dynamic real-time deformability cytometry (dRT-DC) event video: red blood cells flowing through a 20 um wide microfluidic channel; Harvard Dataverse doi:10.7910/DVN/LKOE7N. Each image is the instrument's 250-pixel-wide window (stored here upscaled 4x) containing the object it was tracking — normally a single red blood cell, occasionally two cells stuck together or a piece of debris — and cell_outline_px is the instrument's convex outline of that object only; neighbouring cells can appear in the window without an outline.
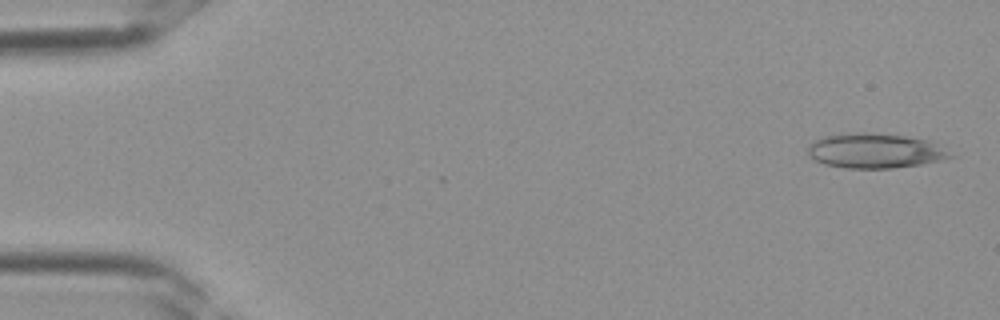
{"species": "Egyptian fruit bat (a non-hibernating species)", "species_latin": "Rousettus aegyptiacus", "temperature_condition": "room temperature", "stored_images_in_passage": 13, "camera_frame_rate_fps": 3000, "um_per_image_px": 0.085, "frame": {"image": 1, "passage_image": 1, "time_ms": 0.0, "image_size_px": [1000, 320], "cell_outline_px": [[956, 156], [940, 160], [920, 164], [892, 168], [844, 168], [824, 164], [808, 156], [808, 148], [816, 140], [824, 136], [840, 132], [864, 132], [904, 136], [928, 140], [936, 144]], "centroid_in_image_um": [74.35, 12.81], "position_along_channel_um": 10.7, "area_um2": 28.78}}
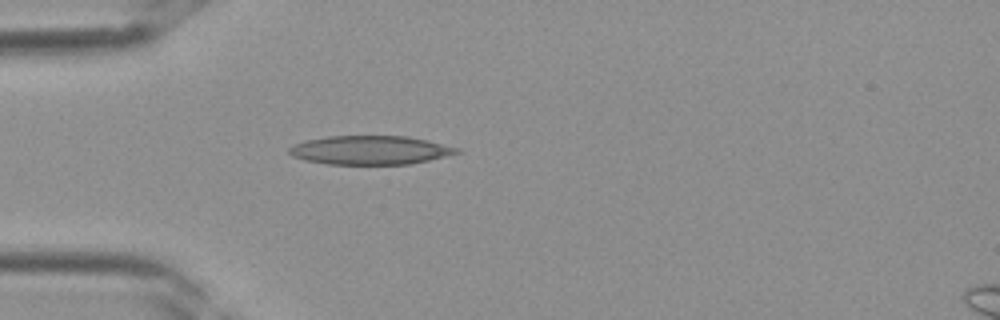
{"frame": {"image": 2, "passage_image": 10, "time_ms": 3.0, "image_size_px": [1000, 320], "cell_outline_px": [[464, 152], [428, 160], [408, 164], [328, 164], [304, 160], [292, 156], [288, 152], [288, 148], [292, 144], [304, 140], [328, 136], [408, 136], [428, 140], [460, 148]], "centroid_in_image_um": [31.46, 12.75], "position_along_channel_um": 53.5, "area_um2": 28.38}}
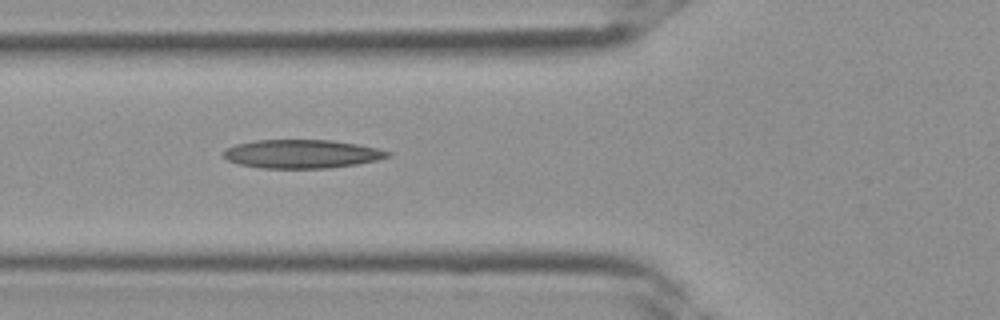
{"frame": {"image": 3, "passage_image": 13, "time_ms": 4.0, "image_size_px": [1000, 320], "cell_outline_px": [[392, 156], [376, 160], [356, 164], [328, 168], [260, 168], [240, 164], [228, 160], [224, 156], [224, 148], [236, 144], [256, 140], [332, 140], [356, 144], [376, 148], [392, 152]], "centroid_in_image_um": [25.65, 13.08], "position_along_channel_um": 100.1, "area_um2": 27.28}}